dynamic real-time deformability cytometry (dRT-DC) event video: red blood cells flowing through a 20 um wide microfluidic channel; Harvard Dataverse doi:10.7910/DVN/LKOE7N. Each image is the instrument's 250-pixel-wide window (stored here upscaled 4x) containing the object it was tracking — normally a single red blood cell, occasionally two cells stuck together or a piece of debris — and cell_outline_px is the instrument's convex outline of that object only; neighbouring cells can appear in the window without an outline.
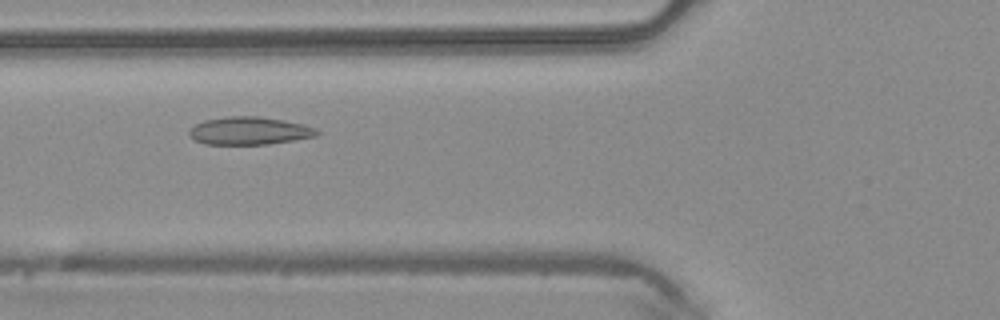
{"species": "common noctule bat (a hibernating species)", "species_latin": "Nyctalus noctula", "temperature_condition": "warm", "stored_images_in_passage": 42, "camera_frame_rate_fps": 3000, "um_per_image_px": 0.085, "animal": {"sex": "male", "body_mass_g": 20.4}, "frame": {"image": 1, "passage_image": 13, "time_ms": 4.0, "image_size_px": [1000, 320], "cell_outline_px": [[320, 132], [316, 136], [268, 144], [204, 144], [196, 140], [188, 132], [196, 124], [204, 120], [228, 116], [260, 116], [284, 120], [304, 124], [316, 128]], "centroid_in_image_um": [21.23, 11.11], "position_along_channel_um": 104.6, "area_um2": 20.58}}
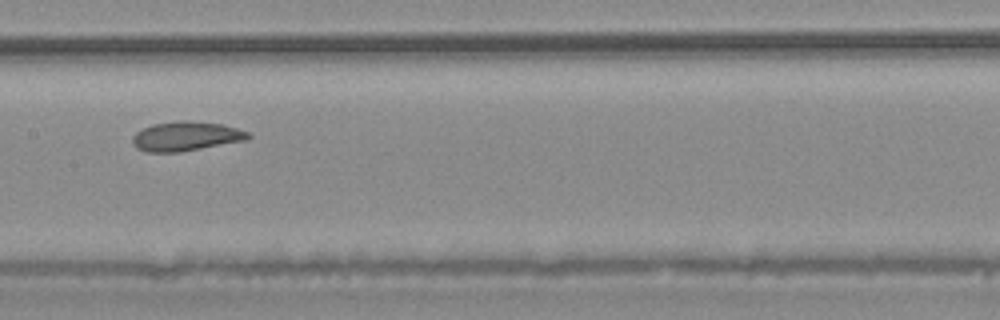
{"frame": {"image": 2, "passage_image": 19, "time_ms": 6.0, "image_size_px": [1000, 320], "cell_outline_px": [[252, 136], [248, 140], [180, 152], [148, 152], [136, 148], [132, 144], [132, 136], [136, 132], [152, 124], [176, 120], [188, 120], [224, 124], [248, 132]], "centroid_in_image_um": [15.81, 11.57], "position_along_channel_um": 191.6, "area_um2": 20.06}}
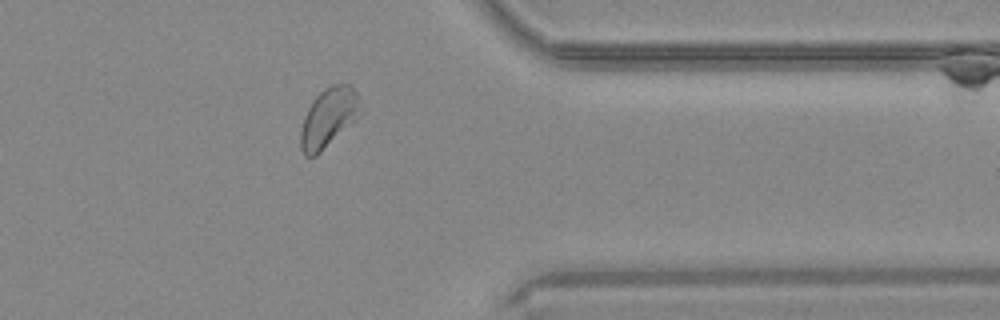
{"frame": {"image": 3, "passage_image": 33, "time_ms": 10.667, "image_size_px": [1000, 320], "cell_outline_px": [[364, 112], [356, 120], [316, 156], [304, 156], [300, 148], [300, 132], [304, 116], [312, 100], [324, 88], [332, 84], [352, 84], [364, 108]], "centroid_in_image_um": [27.96, 9.98], "position_along_channel_um": 383.4, "area_um2": 21.1}}